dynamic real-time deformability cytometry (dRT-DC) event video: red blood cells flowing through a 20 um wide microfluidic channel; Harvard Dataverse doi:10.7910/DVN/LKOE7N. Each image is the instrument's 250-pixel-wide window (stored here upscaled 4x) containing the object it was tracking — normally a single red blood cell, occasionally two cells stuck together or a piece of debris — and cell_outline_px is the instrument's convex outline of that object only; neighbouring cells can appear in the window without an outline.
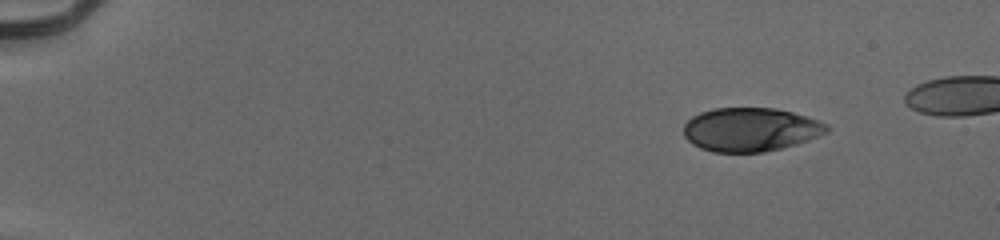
{"species": "human", "species_latin": "Homo sapiens", "temperature_condition": "cold", "stored_images_in_passage": 48, "camera_frame_rate_fps": 3000, "um_per_image_px": 0.085, "donor": {"sex": "male"}, "frame": {"image": 1, "passage_image": 1, "time_ms": 0.0, "image_size_px": [1000, 240], "cell_outline_px": [[828, 132], [808, 140], [796, 144], [764, 152], [712, 152], [700, 148], [692, 144], [684, 136], [684, 124], [692, 116], [700, 112], [712, 108], [776, 108], [792, 112], [828, 124]], "centroid_in_image_um": [63.76, 11.01], "position_along_channel_um": 21.2, "area_um2": 36.41}}
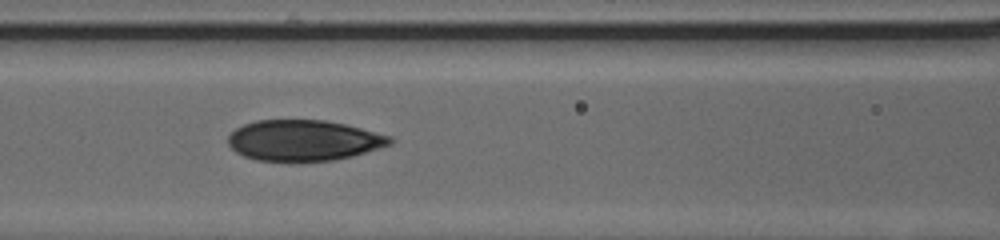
{"frame": {"image": 2, "passage_image": 20, "time_ms": 6.333, "image_size_px": [1000, 240], "cell_outline_px": [[396, 140], [392, 144], [352, 156], [332, 160], [256, 160], [244, 156], [236, 152], [228, 144], [228, 136], [236, 128], [244, 124], [256, 120], [324, 120], [344, 124], [392, 136]], "centroid_in_image_um": [25.82, 11.92], "position_along_channel_um": 140.8, "area_um2": 38.15}}
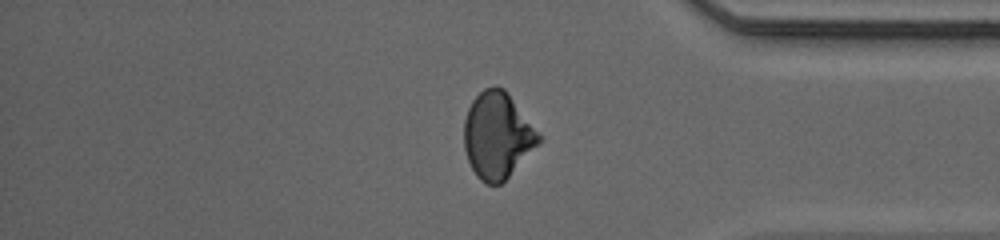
{"frame": {"image": 3, "passage_image": 40, "time_ms": 13.0, "image_size_px": [1000, 240], "cell_outline_px": [[540, 144], [500, 184], [484, 184], [476, 176], [468, 160], [464, 148], [464, 120], [468, 108], [472, 100], [484, 88], [496, 84], [504, 88], [508, 92], [540, 132]], "centroid_in_image_um": [42.29, 11.48], "position_along_channel_um": 392.9, "area_um2": 37.86}}